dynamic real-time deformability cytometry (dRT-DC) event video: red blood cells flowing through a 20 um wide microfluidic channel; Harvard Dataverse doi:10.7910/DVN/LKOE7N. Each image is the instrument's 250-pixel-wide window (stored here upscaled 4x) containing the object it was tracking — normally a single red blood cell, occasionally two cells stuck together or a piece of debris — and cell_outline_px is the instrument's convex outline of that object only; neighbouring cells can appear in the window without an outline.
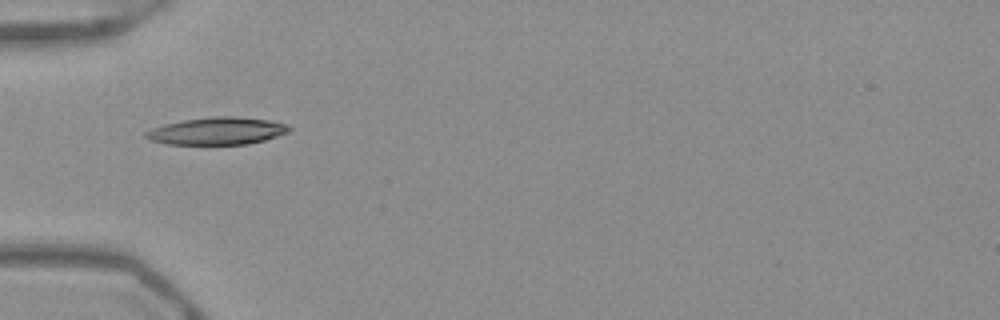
{"species": "Egyptian fruit bat (a non-hibernating species)", "species_latin": "Rousettus aegyptiacus", "temperature_condition": "warm", "stored_images_in_passage": 17, "camera_frame_rate_fps": 3000, "um_per_image_px": 0.085, "frame": {"image": 1, "passage_image": 1, "time_ms": 0.0, "image_size_px": [1000, 320], "cell_outline_px": [[292, 128], [288, 132], [264, 140], [248, 144], [168, 144], [152, 140], [144, 136], [144, 132], [152, 128], [164, 124], [184, 120], [216, 116], [232, 116], [268, 120], [288, 124]], "centroid_in_image_um": [18.46, 11.13], "position_along_channel_um": 66.5, "area_um2": 22.66}}
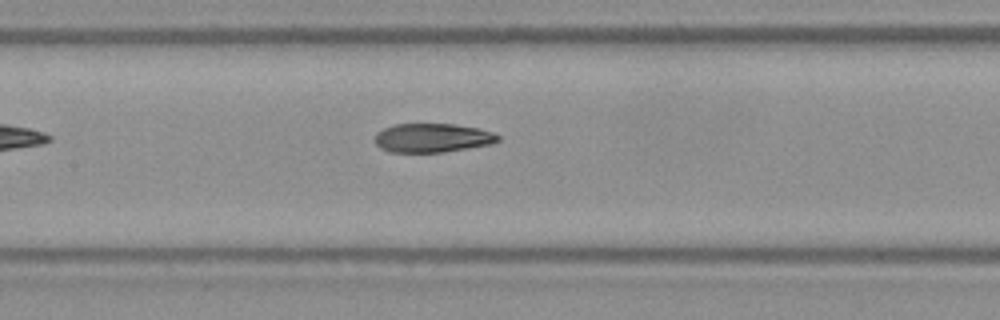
{"frame": {"image": 2, "passage_image": 9, "time_ms": 2.667, "image_size_px": [1000, 320], "cell_outline_px": [[500, 140], [492, 144], [444, 152], [388, 152], [380, 148], [376, 144], [376, 132], [392, 124], [452, 124], [476, 128], [492, 132], [500, 136]], "centroid_in_image_um": [36.74, 11.72], "position_along_channel_um": 170.7, "area_um2": 20.75}}
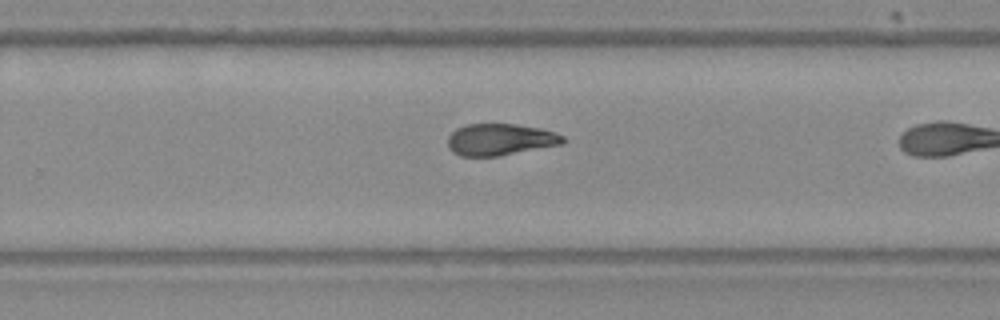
{"frame": {"image": 3, "passage_image": 15, "time_ms": 4.667, "image_size_px": [1000, 320], "cell_outline_px": [[568, 140], [564, 144], [496, 156], [460, 156], [452, 152], [448, 148], [448, 136], [456, 128], [468, 124], [516, 124], [540, 128], [564, 136]], "centroid_in_image_um": [42.52, 11.86], "position_along_channel_um": 287.3, "area_um2": 21.33}}